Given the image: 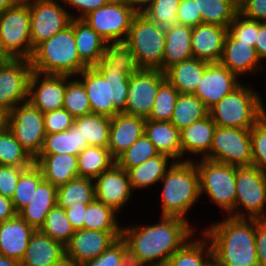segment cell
Here are the masks:
<instances>
[{
  "label": "cell",
  "instance_id": "cell-46",
  "mask_svg": "<svg viewBox=\"0 0 266 266\" xmlns=\"http://www.w3.org/2000/svg\"><path fill=\"white\" fill-rule=\"evenodd\" d=\"M43 180V174L35 163L21 173L12 198L17 213L30 203L35 190Z\"/></svg>",
  "mask_w": 266,
  "mask_h": 266
},
{
  "label": "cell",
  "instance_id": "cell-60",
  "mask_svg": "<svg viewBox=\"0 0 266 266\" xmlns=\"http://www.w3.org/2000/svg\"><path fill=\"white\" fill-rule=\"evenodd\" d=\"M255 48L258 57L266 63V22H259V31L255 41Z\"/></svg>",
  "mask_w": 266,
  "mask_h": 266
},
{
  "label": "cell",
  "instance_id": "cell-20",
  "mask_svg": "<svg viewBox=\"0 0 266 266\" xmlns=\"http://www.w3.org/2000/svg\"><path fill=\"white\" fill-rule=\"evenodd\" d=\"M65 75H48L32 71L28 84V101L42 113L63 108Z\"/></svg>",
  "mask_w": 266,
  "mask_h": 266
},
{
  "label": "cell",
  "instance_id": "cell-24",
  "mask_svg": "<svg viewBox=\"0 0 266 266\" xmlns=\"http://www.w3.org/2000/svg\"><path fill=\"white\" fill-rule=\"evenodd\" d=\"M227 28L201 23L192 27L191 48L193 58L211 62H219L224 47Z\"/></svg>",
  "mask_w": 266,
  "mask_h": 266
},
{
  "label": "cell",
  "instance_id": "cell-23",
  "mask_svg": "<svg viewBox=\"0 0 266 266\" xmlns=\"http://www.w3.org/2000/svg\"><path fill=\"white\" fill-rule=\"evenodd\" d=\"M65 261V246L38 229L32 233L20 262L22 266H59Z\"/></svg>",
  "mask_w": 266,
  "mask_h": 266
},
{
  "label": "cell",
  "instance_id": "cell-41",
  "mask_svg": "<svg viewBox=\"0 0 266 266\" xmlns=\"http://www.w3.org/2000/svg\"><path fill=\"white\" fill-rule=\"evenodd\" d=\"M198 12L201 13L202 23L228 27L239 9L233 0H195Z\"/></svg>",
  "mask_w": 266,
  "mask_h": 266
},
{
  "label": "cell",
  "instance_id": "cell-35",
  "mask_svg": "<svg viewBox=\"0 0 266 266\" xmlns=\"http://www.w3.org/2000/svg\"><path fill=\"white\" fill-rule=\"evenodd\" d=\"M95 200L94 180L78 177L57 188V205L72 208L88 205Z\"/></svg>",
  "mask_w": 266,
  "mask_h": 266
},
{
  "label": "cell",
  "instance_id": "cell-11",
  "mask_svg": "<svg viewBox=\"0 0 266 266\" xmlns=\"http://www.w3.org/2000/svg\"><path fill=\"white\" fill-rule=\"evenodd\" d=\"M137 13L123 0H111L91 11L82 19L93 28L106 43L125 42L131 23Z\"/></svg>",
  "mask_w": 266,
  "mask_h": 266
},
{
  "label": "cell",
  "instance_id": "cell-63",
  "mask_svg": "<svg viewBox=\"0 0 266 266\" xmlns=\"http://www.w3.org/2000/svg\"><path fill=\"white\" fill-rule=\"evenodd\" d=\"M0 266H22L21 262L12 258L0 255Z\"/></svg>",
  "mask_w": 266,
  "mask_h": 266
},
{
  "label": "cell",
  "instance_id": "cell-68",
  "mask_svg": "<svg viewBox=\"0 0 266 266\" xmlns=\"http://www.w3.org/2000/svg\"><path fill=\"white\" fill-rule=\"evenodd\" d=\"M59 266H74V265H72L70 262L65 261L63 264Z\"/></svg>",
  "mask_w": 266,
  "mask_h": 266
},
{
  "label": "cell",
  "instance_id": "cell-47",
  "mask_svg": "<svg viewBox=\"0 0 266 266\" xmlns=\"http://www.w3.org/2000/svg\"><path fill=\"white\" fill-rule=\"evenodd\" d=\"M158 154L159 152L155 148V145L145 134H143L136 142L115 159V163L120 168L128 171Z\"/></svg>",
  "mask_w": 266,
  "mask_h": 266
},
{
  "label": "cell",
  "instance_id": "cell-40",
  "mask_svg": "<svg viewBox=\"0 0 266 266\" xmlns=\"http://www.w3.org/2000/svg\"><path fill=\"white\" fill-rule=\"evenodd\" d=\"M34 158L16 140L13 132L4 124L0 128V165L29 168Z\"/></svg>",
  "mask_w": 266,
  "mask_h": 266
},
{
  "label": "cell",
  "instance_id": "cell-2",
  "mask_svg": "<svg viewBox=\"0 0 266 266\" xmlns=\"http://www.w3.org/2000/svg\"><path fill=\"white\" fill-rule=\"evenodd\" d=\"M198 230L210 240L215 266H259L255 246V219L222 215Z\"/></svg>",
  "mask_w": 266,
  "mask_h": 266
},
{
  "label": "cell",
  "instance_id": "cell-54",
  "mask_svg": "<svg viewBox=\"0 0 266 266\" xmlns=\"http://www.w3.org/2000/svg\"><path fill=\"white\" fill-rule=\"evenodd\" d=\"M27 168L0 165V194L12 200L21 173Z\"/></svg>",
  "mask_w": 266,
  "mask_h": 266
},
{
  "label": "cell",
  "instance_id": "cell-38",
  "mask_svg": "<svg viewBox=\"0 0 266 266\" xmlns=\"http://www.w3.org/2000/svg\"><path fill=\"white\" fill-rule=\"evenodd\" d=\"M209 115V109L194 94L180 93L176 101L170 122L182 130L192 123Z\"/></svg>",
  "mask_w": 266,
  "mask_h": 266
},
{
  "label": "cell",
  "instance_id": "cell-65",
  "mask_svg": "<svg viewBox=\"0 0 266 266\" xmlns=\"http://www.w3.org/2000/svg\"><path fill=\"white\" fill-rule=\"evenodd\" d=\"M249 0H233L234 5L240 9Z\"/></svg>",
  "mask_w": 266,
  "mask_h": 266
},
{
  "label": "cell",
  "instance_id": "cell-39",
  "mask_svg": "<svg viewBox=\"0 0 266 266\" xmlns=\"http://www.w3.org/2000/svg\"><path fill=\"white\" fill-rule=\"evenodd\" d=\"M77 157L79 177L93 180L115 163L109 149L104 147L88 146Z\"/></svg>",
  "mask_w": 266,
  "mask_h": 266
},
{
  "label": "cell",
  "instance_id": "cell-25",
  "mask_svg": "<svg viewBox=\"0 0 266 266\" xmlns=\"http://www.w3.org/2000/svg\"><path fill=\"white\" fill-rule=\"evenodd\" d=\"M146 119L140 116L118 113L111 117L108 149L116 159L144 134Z\"/></svg>",
  "mask_w": 266,
  "mask_h": 266
},
{
  "label": "cell",
  "instance_id": "cell-18",
  "mask_svg": "<svg viewBox=\"0 0 266 266\" xmlns=\"http://www.w3.org/2000/svg\"><path fill=\"white\" fill-rule=\"evenodd\" d=\"M122 237V231L75 230L65 246L66 261L74 266L92 260L103 253L112 243Z\"/></svg>",
  "mask_w": 266,
  "mask_h": 266
},
{
  "label": "cell",
  "instance_id": "cell-4",
  "mask_svg": "<svg viewBox=\"0 0 266 266\" xmlns=\"http://www.w3.org/2000/svg\"><path fill=\"white\" fill-rule=\"evenodd\" d=\"M76 77L85 87L92 113L110 118L125 113L130 77L126 71L93 66Z\"/></svg>",
  "mask_w": 266,
  "mask_h": 266
},
{
  "label": "cell",
  "instance_id": "cell-61",
  "mask_svg": "<svg viewBox=\"0 0 266 266\" xmlns=\"http://www.w3.org/2000/svg\"><path fill=\"white\" fill-rule=\"evenodd\" d=\"M16 215L17 212L14 209L12 200L0 194V223L14 218Z\"/></svg>",
  "mask_w": 266,
  "mask_h": 266
},
{
  "label": "cell",
  "instance_id": "cell-19",
  "mask_svg": "<svg viewBox=\"0 0 266 266\" xmlns=\"http://www.w3.org/2000/svg\"><path fill=\"white\" fill-rule=\"evenodd\" d=\"M242 82L220 62H208L194 95L210 109Z\"/></svg>",
  "mask_w": 266,
  "mask_h": 266
},
{
  "label": "cell",
  "instance_id": "cell-56",
  "mask_svg": "<svg viewBox=\"0 0 266 266\" xmlns=\"http://www.w3.org/2000/svg\"><path fill=\"white\" fill-rule=\"evenodd\" d=\"M177 23L195 27L202 23L195 0H180L176 15Z\"/></svg>",
  "mask_w": 266,
  "mask_h": 266
},
{
  "label": "cell",
  "instance_id": "cell-49",
  "mask_svg": "<svg viewBox=\"0 0 266 266\" xmlns=\"http://www.w3.org/2000/svg\"><path fill=\"white\" fill-rule=\"evenodd\" d=\"M179 2L180 0H152L142 14L166 29L177 23L176 15Z\"/></svg>",
  "mask_w": 266,
  "mask_h": 266
},
{
  "label": "cell",
  "instance_id": "cell-36",
  "mask_svg": "<svg viewBox=\"0 0 266 266\" xmlns=\"http://www.w3.org/2000/svg\"><path fill=\"white\" fill-rule=\"evenodd\" d=\"M88 142L83 139L80 129L73 124L68 130L59 133L46 134L39 154H72L78 155Z\"/></svg>",
  "mask_w": 266,
  "mask_h": 266
},
{
  "label": "cell",
  "instance_id": "cell-26",
  "mask_svg": "<svg viewBox=\"0 0 266 266\" xmlns=\"http://www.w3.org/2000/svg\"><path fill=\"white\" fill-rule=\"evenodd\" d=\"M35 229L18 214L0 223V255L21 261Z\"/></svg>",
  "mask_w": 266,
  "mask_h": 266
},
{
  "label": "cell",
  "instance_id": "cell-33",
  "mask_svg": "<svg viewBox=\"0 0 266 266\" xmlns=\"http://www.w3.org/2000/svg\"><path fill=\"white\" fill-rule=\"evenodd\" d=\"M73 34L80 59L88 67L99 64L106 41L83 19H73Z\"/></svg>",
  "mask_w": 266,
  "mask_h": 266
},
{
  "label": "cell",
  "instance_id": "cell-22",
  "mask_svg": "<svg viewBox=\"0 0 266 266\" xmlns=\"http://www.w3.org/2000/svg\"><path fill=\"white\" fill-rule=\"evenodd\" d=\"M215 129L210 115L183 128L180 131L182 162L204 158L210 152Z\"/></svg>",
  "mask_w": 266,
  "mask_h": 266
},
{
  "label": "cell",
  "instance_id": "cell-31",
  "mask_svg": "<svg viewBox=\"0 0 266 266\" xmlns=\"http://www.w3.org/2000/svg\"><path fill=\"white\" fill-rule=\"evenodd\" d=\"M165 36L162 72L175 64L193 58L191 48L192 27L175 23L165 29Z\"/></svg>",
  "mask_w": 266,
  "mask_h": 266
},
{
  "label": "cell",
  "instance_id": "cell-28",
  "mask_svg": "<svg viewBox=\"0 0 266 266\" xmlns=\"http://www.w3.org/2000/svg\"><path fill=\"white\" fill-rule=\"evenodd\" d=\"M175 162L170 156L159 153L142 164L129 169L127 172L133 192L148 191L149 188L152 190Z\"/></svg>",
  "mask_w": 266,
  "mask_h": 266
},
{
  "label": "cell",
  "instance_id": "cell-53",
  "mask_svg": "<svg viewBox=\"0 0 266 266\" xmlns=\"http://www.w3.org/2000/svg\"><path fill=\"white\" fill-rule=\"evenodd\" d=\"M46 134L64 132L74 124V117L64 108L43 113Z\"/></svg>",
  "mask_w": 266,
  "mask_h": 266
},
{
  "label": "cell",
  "instance_id": "cell-44",
  "mask_svg": "<svg viewBox=\"0 0 266 266\" xmlns=\"http://www.w3.org/2000/svg\"><path fill=\"white\" fill-rule=\"evenodd\" d=\"M63 108L74 118L92 113L85 87L76 76L65 75Z\"/></svg>",
  "mask_w": 266,
  "mask_h": 266
},
{
  "label": "cell",
  "instance_id": "cell-45",
  "mask_svg": "<svg viewBox=\"0 0 266 266\" xmlns=\"http://www.w3.org/2000/svg\"><path fill=\"white\" fill-rule=\"evenodd\" d=\"M39 230L64 246L70 242L75 232L67 218L65 209L58 205L50 210Z\"/></svg>",
  "mask_w": 266,
  "mask_h": 266
},
{
  "label": "cell",
  "instance_id": "cell-14",
  "mask_svg": "<svg viewBox=\"0 0 266 266\" xmlns=\"http://www.w3.org/2000/svg\"><path fill=\"white\" fill-rule=\"evenodd\" d=\"M31 44L43 41L70 25L71 16L61 0H29Z\"/></svg>",
  "mask_w": 266,
  "mask_h": 266
},
{
  "label": "cell",
  "instance_id": "cell-9",
  "mask_svg": "<svg viewBox=\"0 0 266 266\" xmlns=\"http://www.w3.org/2000/svg\"><path fill=\"white\" fill-rule=\"evenodd\" d=\"M0 46L8 58L32 57L29 0H17L0 14Z\"/></svg>",
  "mask_w": 266,
  "mask_h": 266
},
{
  "label": "cell",
  "instance_id": "cell-1",
  "mask_svg": "<svg viewBox=\"0 0 266 266\" xmlns=\"http://www.w3.org/2000/svg\"><path fill=\"white\" fill-rule=\"evenodd\" d=\"M156 223L122 225L129 263L134 266H165L167 260L197 233V225L184 219L160 216Z\"/></svg>",
  "mask_w": 266,
  "mask_h": 266
},
{
  "label": "cell",
  "instance_id": "cell-66",
  "mask_svg": "<svg viewBox=\"0 0 266 266\" xmlns=\"http://www.w3.org/2000/svg\"><path fill=\"white\" fill-rule=\"evenodd\" d=\"M9 58L6 56V54L2 51L1 46H0V64L4 63L8 60Z\"/></svg>",
  "mask_w": 266,
  "mask_h": 266
},
{
  "label": "cell",
  "instance_id": "cell-59",
  "mask_svg": "<svg viewBox=\"0 0 266 266\" xmlns=\"http://www.w3.org/2000/svg\"><path fill=\"white\" fill-rule=\"evenodd\" d=\"M87 205L81 204V206L65 209L67 218L69 219L74 230L84 228V219Z\"/></svg>",
  "mask_w": 266,
  "mask_h": 266
},
{
  "label": "cell",
  "instance_id": "cell-43",
  "mask_svg": "<svg viewBox=\"0 0 266 266\" xmlns=\"http://www.w3.org/2000/svg\"><path fill=\"white\" fill-rule=\"evenodd\" d=\"M119 213L97 200L87 205L84 229L98 231H122Z\"/></svg>",
  "mask_w": 266,
  "mask_h": 266
},
{
  "label": "cell",
  "instance_id": "cell-55",
  "mask_svg": "<svg viewBox=\"0 0 266 266\" xmlns=\"http://www.w3.org/2000/svg\"><path fill=\"white\" fill-rule=\"evenodd\" d=\"M110 1L111 0H61L72 19H82L91 11L106 5Z\"/></svg>",
  "mask_w": 266,
  "mask_h": 266
},
{
  "label": "cell",
  "instance_id": "cell-58",
  "mask_svg": "<svg viewBox=\"0 0 266 266\" xmlns=\"http://www.w3.org/2000/svg\"><path fill=\"white\" fill-rule=\"evenodd\" d=\"M239 13L248 19L266 22V0H249L239 9Z\"/></svg>",
  "mask_w": 266,
  "mask_h": 266
},
{
  "label": "cell",
  "instance_id": "cell-5",
  "mask_svg": "<svg viewBox=\"0 0 266 266\" xmlns=\"http://www.w3.org/2000/svg\"><path fill=\"white\" fill-rule=\"evenodd\" d=\"M32 71L76 76L88 66L80 59L73 34V19L64 30L40 43L30 58Z\"/></svg>",
  "mask_w": 266,
  "mask_h": 266
},
{
  "label": "cell",
  "instance_id": "cell-42",
  "mask_svg": "<svg viewBox=\"0 0 266 266\" xmlns=\"http://www.w3.org/2000/svg\"><path fill=\"white\" fill-rule=\"evenodd\" d=\"M94 67L115 68L116 70L126 71L129 75L140 70L133 52L124 42L107 43L101 61Z\"/></svg>",
  "mask_w": 266,
  "mask_h": 266
},
{
  "label": "cell",
  "instance_id": "cell-51",
  "mask_svg": "<svg viewBox=\"0 0 266 266\" xmlns=\"http://www.w3.org/2000/svg\"><path fill=\"white\" fill-rule=\"evenodd\" d=\"M252 166L266 173V113L250 128Z\"/></svg>",
  "mask_w": 266,
  "mask_h": 266
},
{
  "label": "cell",
  "instance_id": "cell-32",
  "mask_svg": "<svg viewBox=\"0 0 266 266\" xmlns=\"http://www.w3.org/2000/svg\"><path fill=\"white\" fill-rule=\"evenodd\" d=\"M144 134L159 153L170 156L176 162H182L180 130L170 121L146 120Z\"/></svg>",
  "mask_w": 266,
  "mask_h": 266
},
{
  "label": "cell",
  "instance_id": "cell-8",
  "mask_svg": "<svg viewBox=\"0 0 266 266\" xmlns=\"http://www.w3.org/2000/svg\"><path fill=\"white\" fill-rule=\"evenodd\" d=\"M165 28L137 14L129 29L125 44L133 52L140 69L161 70L165 50Z\"/></svg>",
  "mask_w": 266,
  "mask_h": 266
},
{
  "label": "cell",
  "instance_id": "cell-37",
  "mask_svg": "<svg viewBox=\"0 0 266 266\" xmlns=\"http://www.w3.org/2000/svg\"><path fill=\"white\" fill-rule=\"evenodd\" d=\"M111 118L100 114H88L74 119L88 146L107 148L109 144Z\"/></svg>",
  "mask_w": 266,
  "mask_h": 266
},
{
  "label": "cell",
  "instance_id": "cell-57",
  "mask_svg": "<svg viewBox=\"0 0 266 266\" xmlns=\"http://www.w3.org/2000/svg\"><path fill=\"white\" fill-rule=\"evenodd\" d=\"M255 246L259 266H266V219H255Z\"/></svg>",
  "mask_w": 266,
  "mask_h": 266
},
{
  "label": "cell",
  "instance_id": "cell-27",
  "mask_svg": "<svg viewBox=\"0 0 266 266\" xmlns=\"http://www.w3.org/2000/svg\"><path fill=\"white\" fill-rule=\"evenodd\" d=\"M35 164L40 168L43 179L55 187L65 185L78 178V157L72 154H39Z\"/></svg>",
  "mask_w": 266,
  "mask_h": 266
},
{
  "label": "cell",
  "instance_id": "cell-7",
  "mask_svg": "<svg viewBox=\"0 0 266 266\" xmlns=\"http://www.w3.org/2000/svg\"><path fill=\"white\" fill-rule=\"evenodd\" d=\"M194 162L199 174L200 197L205 196L225 217L235 218L236 166L205 158Z\"/></svg>",
  "mask_w": 266,
  "mask_h": 266
},
{
  "label": "cell",
  "instance_id": "cell-16",
  "mask_svg": "<svg viewBox=\"0 0 266 266\" xmlns=\"http://www.w3.org/2000/svg\"><path fill=\"white\" fill-rule=\"evenodd\" d=\"M165 79L161 70L140 69L130 75L125 113L147 119L160 84Z\"/></svg>",
  "mask_w": 266,
  "mask_h": 266
},
{
  "label": "cell",
  "instance_id": "cell-48",
  "mask_svg": "<svg viewBox=\"0 0 266 266\" xmlns=\"http://www.w3.org/2000/svg\"><path fill=\"white\" fill-rule=\"evenodd\" d=\"M180 92L165 79L158 89L151 114L146 120L170 121Z\"/></svg>",
  "mask_w": 266,
  "mask_h": 266
},
{
  "label": "cell",
  "instance_id": "cell-15",
  "mask_svg": "<svg viewBox=\"0 0 266 266\" xmlns=\"http://www.w3.org/2000/svg\"><path fill=\"white\" fill-rule=\"evenodd\" d=\"M32 73L29 59H12L0 64V112L5 116L28 99Z\"/></svg>",
  "mask_w": 266,
  "mask_h": 266
},
{
  "label": "cell",
  "instance_id": "cell-3",
  "mask_svg": "<svg viewBox=\"0 0 266 266\" xmlns=\"http://www.w3.org/2000/svg\"><path fill=\"white\" fill-rule=\"evenodd\" d=\"M161 216L186 220L193 207L200 202L199 174L194 161L175 162L158 183Z\"/></svg>",
  "mask_w": 266,
  "mask_h": 266
},
{
  "label": "cell",
  "instance_id": "cell-64",
  "mask_svg": "<svg viewBox=\"0 0 266 266\" xmlns=\"http://www.w3.org/2000/svg\"><path fill=\"white\" fill-rule=\"evenodd\" d=\"M17 0H0V14L11 7Z\"/></svg>",
  "mask_w": 266,
  "mask_h": 266
},
{
  "label": "cell",
  "instance_id": "cell-67",
  "mask_svg": "<svg viewBox=\"0 0 266 266\" xmlns=\"http://www.w3.org/2000/svg\"><path fill=\"white\" fill-rule=\"evenodd\" d=\"M5 124V115L0 112V128Z\"/></svg>",
  "mask_w": 266,
  "mask_h": 266
},
{
  "label": "cell",
  "instance_id": "cell-50",
  "mask_svg": "<svg viewBox=\"0 0 266 266\" xmlns=\"http://www.w3.org/2000/svg\"><path fill=\"white\" fill-rule=\"evenodd\" d=\"M129 254L126 241L120 237L98 257L79 266H129Z\"/></svg>",
  "mask_w": 266,
  "mask_h": 266
},
{
  "label": "cell",
  "instance_id": "cell-29",
  "mask_svg": "<svg viewBox=\"0 0 266 266\" xmlns=\"http://www.w3.org/2000/svg\"><path fill=\"white\" fill-rule=\"evenodd\" d=\"M200 234V235H199ZM197 235L199 237H197ZM210 240L198 231L166 262L165 266H214Z\"/></svg>",
  "mask_w": 266,
  "mask_h": 266
},
{
  "label": "cell",
  "instance_id": "cell-34",
  "mask_svg": "<svg viewBox=\"0 0 266 266\" xmlns=\"http://www.w3.org/2000/svg\"><path fill=\"white\" fill-rule=\"evenodd\" d=\"M207 63L191 58L168 68L165 77L180 93L195 94Z\"/></svg>",
  "mask_w": 266,
  "mask_h": 266
},
{
  "label": "cell",
  "instance_id": "cell-12",
  "mask_svg": "<svg viewBox=\"0 0 266 266\" xmlns=\"http://www.w3.org/2000/svg\"><path fill=\"white\" fill-rule=\"evenodd\" d=\"M5 124L21 146L35 159L46 136L43 113L27 100L5 116Z\"/></svg>",
  "mask_w": 266,
  "mask_h": 266
},
{
  "label": "cell",
  "instance_id": "cell-10",
  "mask_svg": "<svg viewBox=\"0 0 266 266\" xmlns=\"http://www.w3.org/2000/svg\"><path fill=\"white\" fill-rule=\"evenodd\" d=\"M235 218L266 219V173L236 166Z\"/></svg>",
  "mask_w": 266,
  "mask_h": 266
},
{
  "label": "cell",
  "instance_id": "cell-62",
  "mask_svg": "<svg viewBox=\"0 0 266 266\" xmlns=\"http://www.w3.org/2000/svg\"><path fill=\"white\" fill-rule=\"evenodd\" d=\"M137 14H142L150 5L152 0H123Z\"/></svg>",
  "mask_w": 266,
  "mask_h": 266
},
{
  "label": "cell",
  "instance_id": "cell-13",
  "mask_svg": "<svg viewBox=\"0 0 266 266\" xmlns=\"http://www.w3.org/2000/svg\"><path fill=\"white\" fill-rule=\"evenodd\" d=\"M205 159L237 167L252 166L250 129L216 126Z\"/></svg>",
  "mask_w": 266,
  "mask_h": 266
},
{
  "label": "cell",
  "instance_id": "cell-17",
  "mask_svg": "<svg viewBox=\"0 0 266 266\" xmlns=\"http://www.w3.org/2000/svg\"><path fill=\"white\" fill-rule=\"evenodd\" d=\"M94 185L95 200L112 207L120 215L123 209L131 204L130 200L134 199L132 197L135 193H133L128 172L116 163L96 177Z\"/></svg>",
  "mask_w": 266,
  "mask_h": 266
},
{
  "label": "cell",
  "instance_id": "cell-6",
  "mask_svg": "<svg viewBox=\"0 0 266 266\" xmlns=\"http://www.w3.org/2000/svg\"><path fill=\"white\" fill-rule=\"evenodd\" d=\"M243 81L228 95L209 109L218 127L250 129L266 113L262 92Z\"/></svg>",
  "mask_w": 266,
  "mask_h": 266
},
{
  "label": "cell",
  "instance_id": "cell-21",
  "mask_svg": "<svg viewBox=\"0 0 266 266\" xmlns=\"http://www.w3.org/2000/svg\"><path fill=\"white\" fill-rule=\"evenodd\" d=\"M236 74L241 80L243 77H251L263 73L264 64L257 55L256 48L251 43H245L234 39L228 32L225 37L222 57L219 61Z\"/></svg>",
  "mask_w": 266,
  "mask_h": 266
},
{
  "label": "cell",
  "instance_id": "cell-52",
  "mask_svg": "<svg viewBox=\"0 0 266 266\" xmlns=\"http://www.w3.org/2000/svg\"><path fill=\"white\" fill-rule=\"evenodd\" d=\"M259 31V21L251 20L238 13L227 27V32L236 40L251 43L255 47V41Z\"/></svg>",
  "mask_w": 266,
  "mask_h": 266
},
{
  "label": "cell",
  "instance_id": "cell-30",
  "mask_svg": "<svg viewBox=\"0 0 266 266\" xmlns=\"http://www.w3.org/2000/svg\"><path fill=\"white\" fill-rule=\"evenodd\" d=\"M57 205V187L43 180L28 205L17 214L35 230L44 224L47 214Z\"/></svg>",
  "mask_w": 266,
  "mask_h": 266
}]
</instances>
